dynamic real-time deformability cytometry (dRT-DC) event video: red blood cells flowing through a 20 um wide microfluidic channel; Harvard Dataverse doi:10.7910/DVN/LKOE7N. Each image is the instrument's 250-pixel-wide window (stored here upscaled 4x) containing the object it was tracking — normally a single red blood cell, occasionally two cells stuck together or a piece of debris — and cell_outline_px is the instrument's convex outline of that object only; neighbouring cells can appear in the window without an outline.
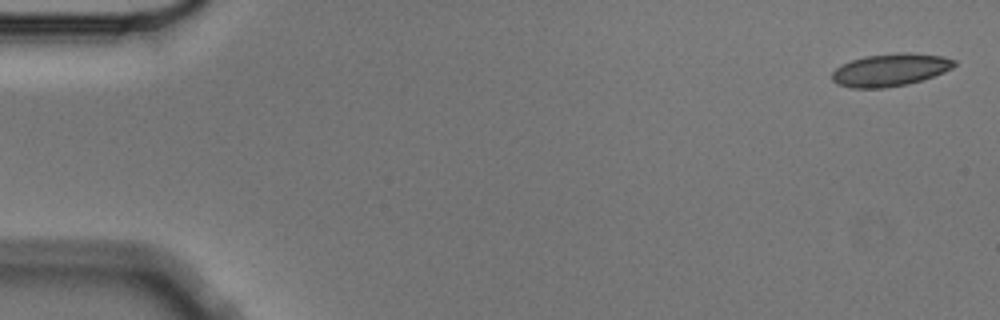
{"species": "Egyptian fruit bat (a non-hibernating species)", "species_latin": "Rousettus aegyptiacus", "temperature_condition": "cold", "stored_images_in_passage": 5, "segment_of_instrument_passage": [2, 2], "camera_frame_rate_fps": 3000, "um_per_image_px": 0.085, "animal": {"sex": "male"}, "frame": {"image": 1, "passage_image": 5, "time_ms": 1.333, "image_size_px": [1000, 320], "cell_outline_px": [[956, 64], [952, 68], [944, 72], [908, 84], [884, 88], [852, 88], [836, 84], [832, 80], [832, 72], [840, 64], [864, 56], [900, 52], [944, 56], [956, 60]], "centroid_in_image_um": [75.65, 5.94], "position_along_channel_um": 9.4, "area_um2": 23.24}}